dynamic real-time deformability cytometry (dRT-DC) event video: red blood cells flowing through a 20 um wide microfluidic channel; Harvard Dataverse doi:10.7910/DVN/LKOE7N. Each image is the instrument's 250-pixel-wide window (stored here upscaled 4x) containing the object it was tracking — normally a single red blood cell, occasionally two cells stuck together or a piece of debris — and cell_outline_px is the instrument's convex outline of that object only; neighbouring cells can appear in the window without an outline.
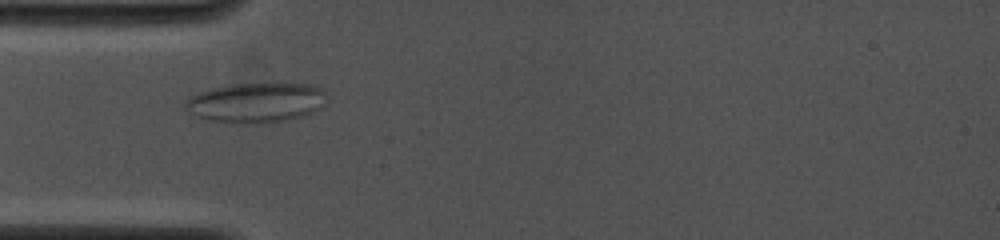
{"species": "common noctule bat (a hibernating species)", "species_latin": "Nyctalus noctula", "temperature_condition": "cold", "stored_images_in_passage": 21, "camera_frame_rate_fps": 4000, "um_per_image_px": 0.085, "animal": {"sex": "female", "body_mass_g": 19.0, "forearm_length_mm": 53.3}, "frame": {"image": 1, "passage_image": 5, "time_ms": 3.25, "image_size_px": [1000, 240], "cell_outline_px": [[324, 104], [320, 108], [304, 116], [288, 120], [260, 124], [240, 124], [208, 120], [196, 116], [184, 108], [184, 100], [196, 92], [212, 88], [236, 84], [312, 84], [324, 88]], "centroid_in_image_um": [21.74, 8.74], "position_along_channel_um": 63.3, "area_um2": 33.18}}
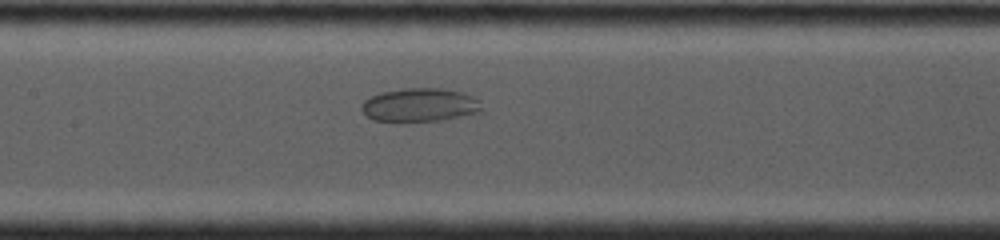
{"frame": {"image": 2, "passage_image": 9, "time_ms": 6.0, "image_size_px": [1000, 240], "cell_outline_px": [[484, 112], [444, 120], [372, 120], [364, 116], [360, 108], [364, 100], [380, 92], [404, 88], [440, 88], [464, 92], [480, 100]], "centroid_in_image_um": [35.73, 8.91], "position_along_channel_um": 171.7, "area_um2": 23.64}}
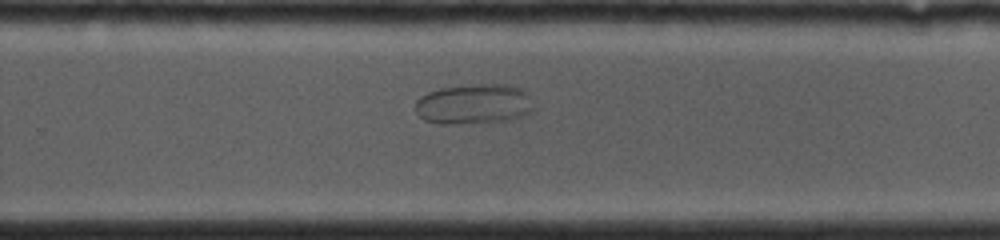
{"frame": {"image": 3, "passage_image": 14, "time_ms": 9.0, "image_size_px": [1000, 240], "cell_outline_px": [[536, 108], [532, 112], [524, 116], [508, 120], [452, 124], [444, 124], [424, 120], [416, 112], [416, 100], [420, 96], [428, 92], [440, 88], [472, 84], [508, 84], [520, 88], [528, 96]], "centroid_in_image_um": [40.29, 8.84], "position_along_channel_um": 289.5, "area_um2": 27.8}}